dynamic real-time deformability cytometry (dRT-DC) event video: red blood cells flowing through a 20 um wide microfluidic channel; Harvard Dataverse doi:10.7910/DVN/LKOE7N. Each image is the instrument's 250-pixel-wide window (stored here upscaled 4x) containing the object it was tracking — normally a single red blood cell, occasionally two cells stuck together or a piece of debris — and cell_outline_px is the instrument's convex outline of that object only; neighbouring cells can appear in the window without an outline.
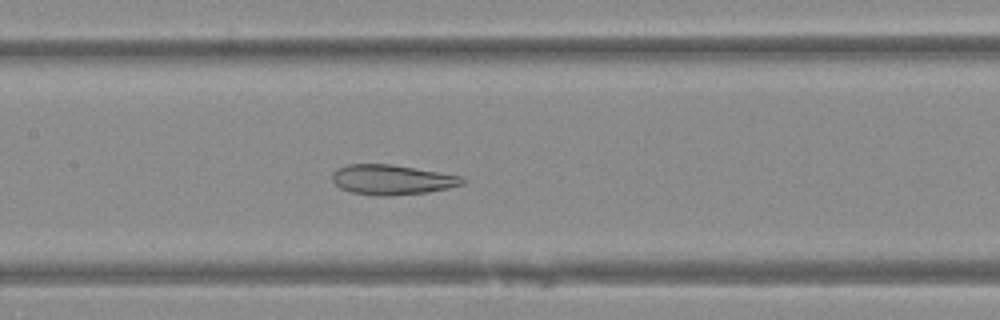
{"species": "Egyptian fruit bat (a non-hibernating species)", "species_latin": "Rousettus aegyptiacus", "temperature_condition": "warm", "stored_images_in_passage": 41, "camera_frame_rate_fps": 3000, "um_per_image_px": 0.085, "animal": {"sex": "female"}, "frame": {"image": 1, "passage_image": 14, "time_ms": 4.333, "image_size_px": [1000, 320], "cell_outline_px": [[468, 180], [464, 184], [448, 188], [428, 192], [388, 196], [380, 196], [352, 192], [340, 188], [332, 180], [332, 172], [336, 168], [348, 164], [388, 164], [460, 176]], "centroid_in_image_um": [33.29, 15.28], "position_along_channel_um": 174.1, "area_um2": 22.54}}
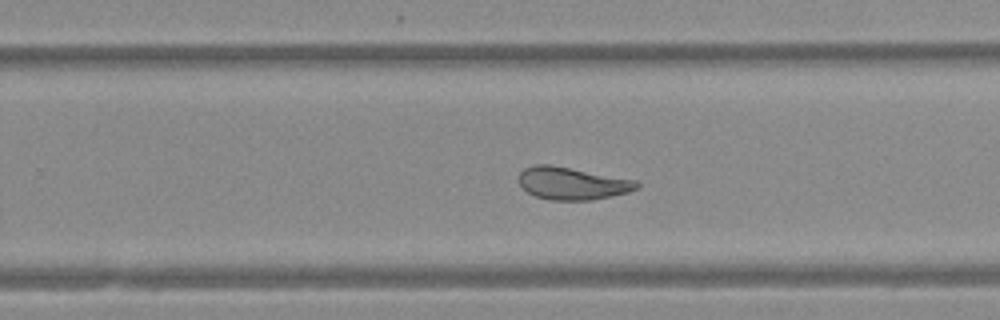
{"frame": {"image": 2, "passage_image": 22, "time_ms": 7.0, "image_size_px": [1000, 320], "cell_outline_px": [[640, 184], [636, 188], [628, 192], [592, 200], [552, 200], [536, 196], [528, 192], [520, 184], [520, 172], [524, 168], [532, 164], [552, 164], [636, 180]], "centroid_in_image_um": [48.63, 15.57], "position_along_channel_um": 281.2, "area_um2": 22.25}}
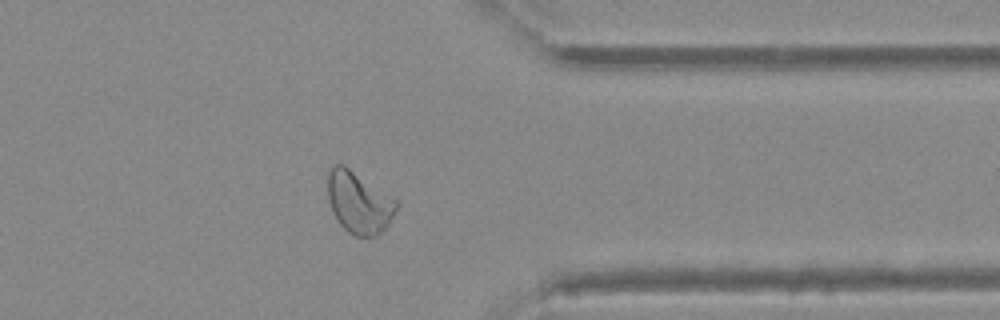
{"frame": {"image": 3, "passage_image": 30, "time_ms": 9.667, "image_size_px": [1000, 320], "cell_outline_px": [[400, 204], [388, 224], [376, 236], [356, 236], [348, 232], [340, 224], [332, 212], [328, 200], [328, 172], [332, 164], [344, 164], [396, 200]], "centroid_in_image_um": [30.48, 17.2], "position_along_channel_um": 380.9, "area_um2": 24.57}}